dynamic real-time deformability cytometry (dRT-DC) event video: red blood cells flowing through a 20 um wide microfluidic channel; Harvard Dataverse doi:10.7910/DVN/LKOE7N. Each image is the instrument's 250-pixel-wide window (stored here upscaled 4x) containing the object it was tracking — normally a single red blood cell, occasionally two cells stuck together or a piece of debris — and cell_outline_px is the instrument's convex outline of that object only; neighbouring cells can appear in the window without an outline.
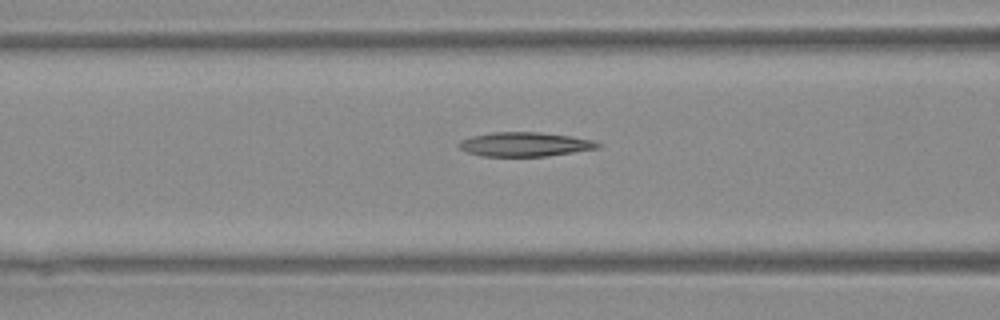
{"species": "Egyptian fruit bat (a non-hibernating species)", "species_latin": "Rousettus aegyptiacus", "temperature_condition": "warm", "stored_images_in_passage": 36, "camera_frame_rate_fps": 3000, "um_per_image_px": 0.085, "animal": {"sex": "female"}, "frame": {"image": 1, "passage_image": 16, "time_ms": 5.0, "image_size_px": [1000, 320], "cell_outline_px": [[600, 148], [548, 156], [480, 156], [468, 152], [460, 148], [460, 140], [468, 136], [492, 132], [540, 132], [572, 136], [592, 140], [600, 144]], "centroid_in_image_um": [44.6, 12.26], "position_along_channel_um": 122.0, "area_um2": 19.65}}
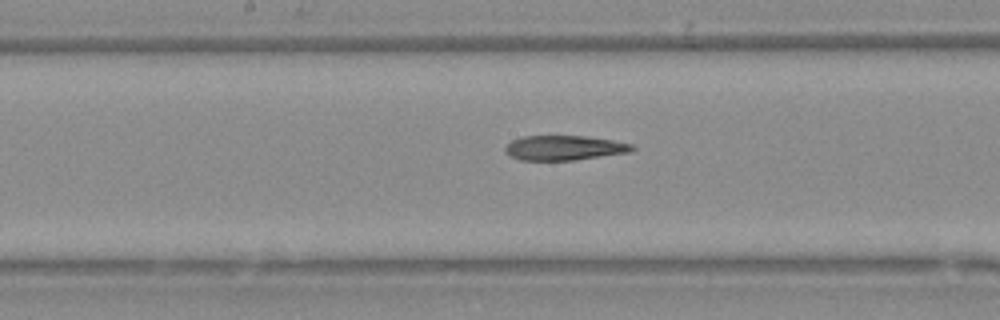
{"frame": {"image": 2, "passage_image": 22, "time_ms": 7.0, "image_size_px": [1000, 320], "cell_outline_px": [[636, 148], [628, 152], [576, 160], [520, 160], [512, 156], [504, 148], [512, 140], [524, 136], [584, 136], [612, 140], [632, 144]], "centroid_in_image_um": [47.97, 12.56], "position_along_channel_um": 200.2, "area_um2": 18.03}}
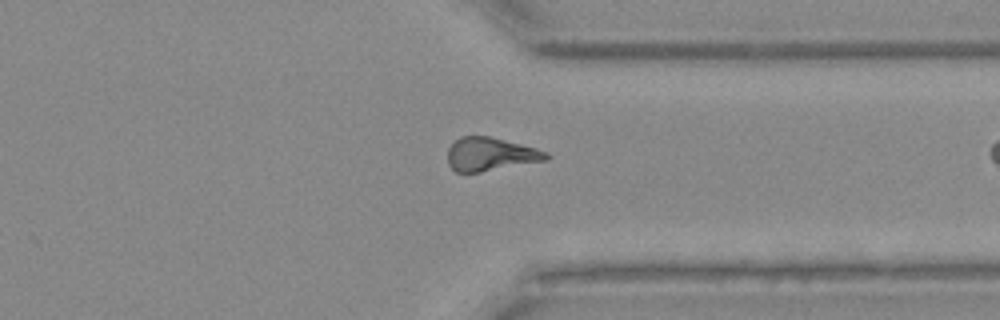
{"frame": {"image": 3, "passage_image": 35, "time_ms": 11.333, "image_size_px": [1000, 320], "cell_outline_px": [[552, 156], [548, 160], [480, 172], [456, 172], [448, 164], [448, 148], [460, 136], [488, 136], [536, 148], [548, 152]], "centroid_in_image_um": [41.71, 13.11], "position_along_channel_um": 369.7, "area_um2": 19.13}}